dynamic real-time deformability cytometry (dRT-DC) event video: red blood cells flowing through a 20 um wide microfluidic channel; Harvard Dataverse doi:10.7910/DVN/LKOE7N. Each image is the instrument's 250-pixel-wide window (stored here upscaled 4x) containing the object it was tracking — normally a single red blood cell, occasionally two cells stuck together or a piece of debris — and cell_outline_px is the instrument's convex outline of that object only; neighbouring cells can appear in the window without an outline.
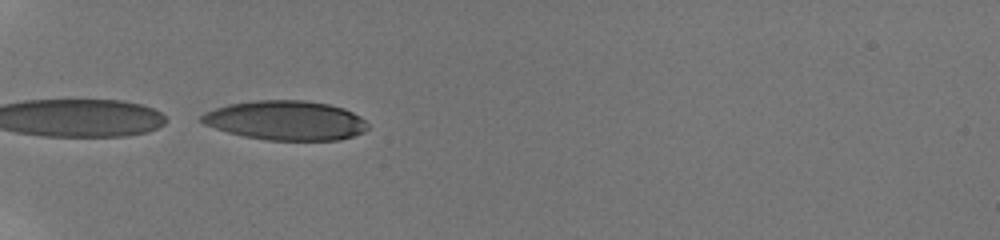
{"species": "human", "species_latin": "Homo sapiens", "temperature_condition": "room temperature", "stored_images_in_passage": 2, "camera_frame_rate_fps": 3000, "um_per_image_px": 0.085, "donor": {"sex": "male"}, "frame": {"image": 1, "passage_image": 1, "time_ms": 0.0, "image_size_px": [1000, 240], "cell_outline_px": [[368, 128], [364, 132], [352, 136], [336, 140], [268, 140], [244, 136], [228, 132], [204, 124], [200, 120], [200, 116], [204, 112], [228, 104], [256, 100], [304, 100], [328, 104], [344, 108], [360, 116], [368, 124]], "centroid_in_image_um": [24.29, 10.23], "position_along_channel_um": 60.7, "area_um2": 38.09}}